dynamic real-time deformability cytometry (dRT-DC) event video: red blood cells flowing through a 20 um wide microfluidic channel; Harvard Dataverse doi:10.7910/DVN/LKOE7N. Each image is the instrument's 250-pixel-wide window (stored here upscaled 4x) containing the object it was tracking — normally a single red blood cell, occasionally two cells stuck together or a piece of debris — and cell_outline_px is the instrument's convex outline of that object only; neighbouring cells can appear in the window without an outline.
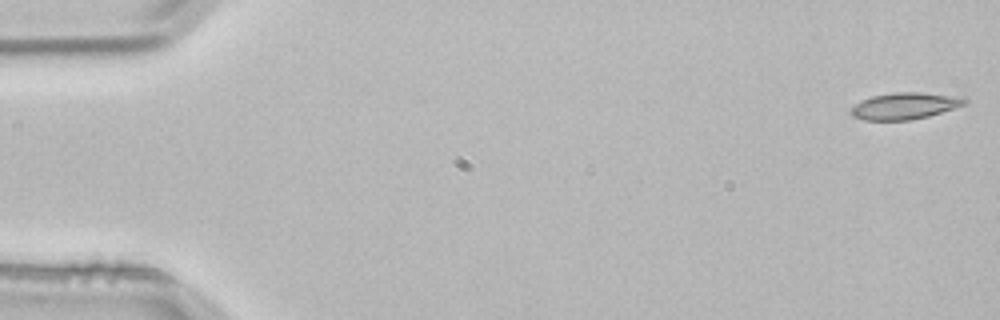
{"species": "common noctule bat (a hibernating species)", "species_latin": "Nyctalus noctula", "temperature_condition": "room temperature", "stored_images_in_passage": 3, "camera_frame_rate_fps": 3000, "um_per_image_px": 0.085, "animal": {"sex": "male", "body_mass_g": 21.5, "forearm_length_mm": 52.0}, "frame": {"image": 1, "passage_image": 1, "time_ms": 0.0, "image_size_px": [1000, 320], "cell_outline_px": [[968, 104], [928, 116], [912, 120], [864, 120], [852, 116], [852, 108], [860, 100], [872, 96], [896, 92], [920, 92], [964, 96], [968, 100]], "centroid_in_image_um": [76.98, 8.99], "position_along_channel_um": 8.0, "area_um2": 17.8}}
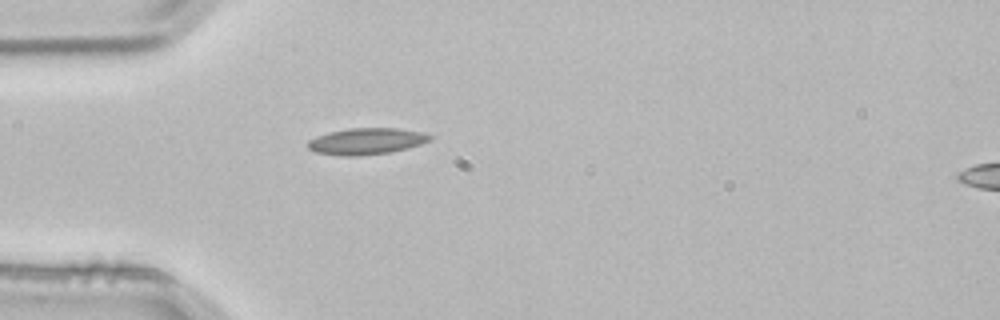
{"frame": {"image": 2, "passage_image": 3, "time_ms": 0.667, "image_size_px": [1000, 320], "cell_outline_px": [[432, 140], [408, 148], [388, 152], [356, 156], [344, 156], [316, 152], [308, 148], [308, 140], [316, 136], [328, 132], [348, 128], [400, 128], [424, 132], [432, 136]], "centroid_in_image_um": [31.16, 11.99], "position_along_channel_um": 53.8, "area_um2": 18.84}}